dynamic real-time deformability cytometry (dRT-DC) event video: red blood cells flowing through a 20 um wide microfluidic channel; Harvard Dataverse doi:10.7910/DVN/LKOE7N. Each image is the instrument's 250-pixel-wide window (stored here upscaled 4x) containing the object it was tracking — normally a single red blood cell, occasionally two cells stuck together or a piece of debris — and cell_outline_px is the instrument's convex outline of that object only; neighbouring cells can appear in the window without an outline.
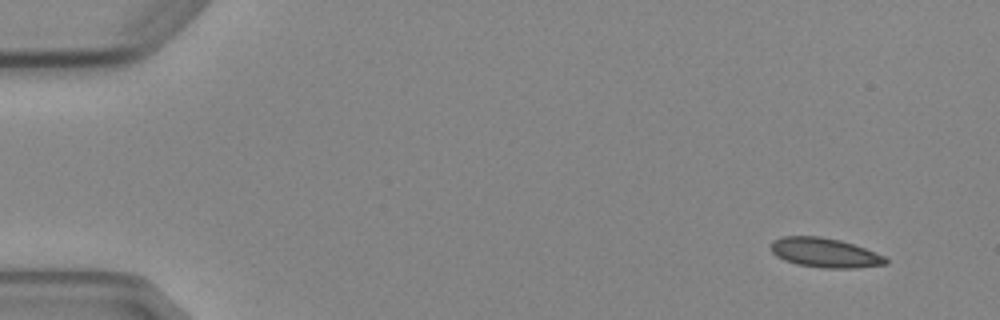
{"species": "Egyptian fruit bat (a non-hibernating species)", "species_latin": "Rousettus aegyptiacus", "temperature_condition": "cold", "stored_images_in_passage": 5, "camera_frame_rate_fps": 3000, "um_per_image_px": 0.085, "animal": {"sex": "female"}, "frame": {"image": 1, "passage_image": 1, "time_ms": 0.0, "image_size_px": [1000, 320], "cell_outline_px": [[888, 264], [856, 268], [820, 268], [796, 264], [784, 260], [776, 256], [772, 252], [772, 240], [780, 236], [820, 236], [840, 240], [864, 248], [884, 256], [888, 260]], "centroid_in_image_um": [70.09, 21.48], "position_along_channel_um": 14.9, "area_um2": 19.77}}